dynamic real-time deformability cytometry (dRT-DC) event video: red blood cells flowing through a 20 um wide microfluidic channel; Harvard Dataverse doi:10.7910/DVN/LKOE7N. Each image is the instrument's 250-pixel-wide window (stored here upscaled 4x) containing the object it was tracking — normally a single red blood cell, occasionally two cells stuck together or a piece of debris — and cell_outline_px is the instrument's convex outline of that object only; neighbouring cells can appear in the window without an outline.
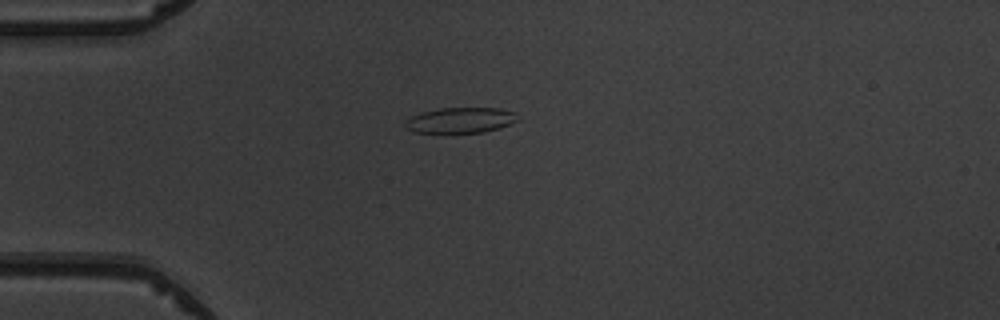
{"species": "common noctule bat (a hibernating species)", "species_latin": "Nyctalus noctula", "temperature_condition": "warm", "stored_images_in_passage": 2, "camera_frame_rate_fps": 3000, "um_per_image_px": 0.085, "animal": {"sex": "male", "body_mass_g": 19.5, "forearm_length_mm": 54.6}, "frame": {"image": 1, "passage_image": 1, "time_ms": 0.0, "image_size_px": [1000, 320], "cell_outline_px": [[516, 120], [500, 128], [484, 132], [416, 132], [408, 128], [404, 124], [404, 120], [420, 112], [440, 108], [500, 108], [516, 112]], "centroid_in_image_um": [39.13, 10.2], "position_along_channel_um": 45.9, "area_um2": 16.53}}
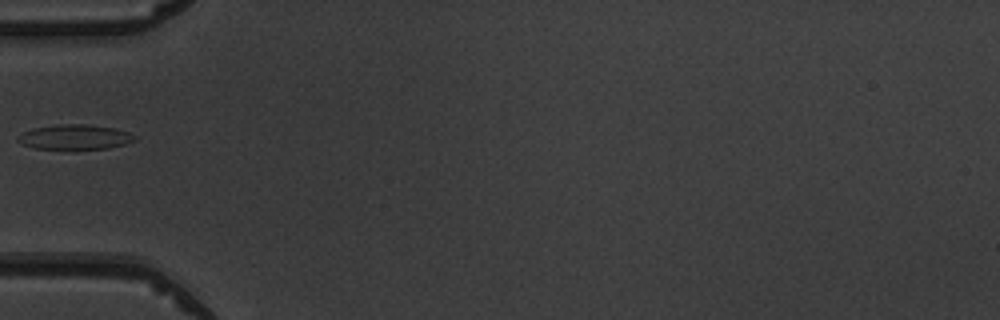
{"frame": {"image": 2, "passage_image": 2, "time_ms": 1.333, "image_size_px": [1000, 320], "cell_outline_px": [[136, 140], [124, 144], [108, 148], [76, 152], [32, 148], [20, 144], [16, 140], [16, 136], [32, 128], [56, 124], [84, 124], [116, 128], [128, 132], [136, 136]], "centroid_in_image_um": [6.31, 11.69], "position_along_channel_um": 78.7, "area_um2": 17.98}}